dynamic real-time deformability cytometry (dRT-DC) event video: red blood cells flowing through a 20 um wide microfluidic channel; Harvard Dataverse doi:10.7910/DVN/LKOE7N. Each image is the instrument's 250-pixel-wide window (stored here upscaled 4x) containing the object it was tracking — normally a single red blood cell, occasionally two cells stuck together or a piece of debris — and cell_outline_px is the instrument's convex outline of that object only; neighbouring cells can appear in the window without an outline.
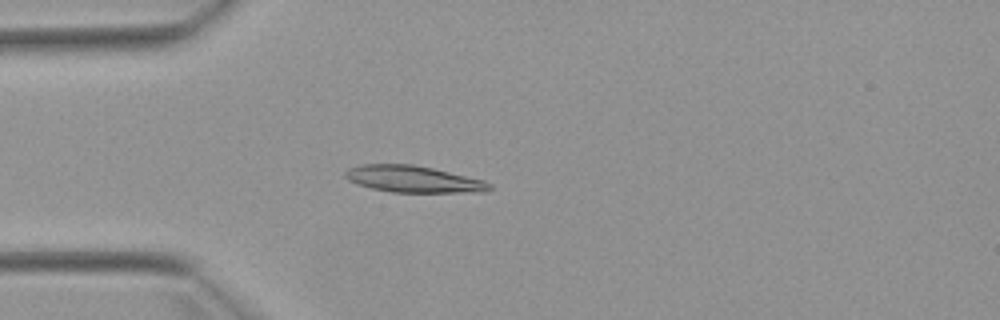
{"species": "Egyptian fruit bat (a non-hibernating species)", "species_latin": "Rousettus aegyptiacus", "temperature_condition": "warm", "stored_images_in_passage": 2, "camera_frame_rate_fps": 3000, "um_per_image_px": 0.085, "animal": {"sex": "female"}, "frame": {"image": 1, "passage_image": 1, "time_ms": 0.0, "image_size_px": [1000, 320], "cell_outline_px": [[492, 188], [484, 192], [392, 192], [372, 188], [356, 184], [348, 180], [344, 176], [344, 172], [348, 168], [360, 164], [412, 164], [432, 168], [484, 180], [492, 184]], "centroid_in_image_um": [35.1, 15.22], "position_along_channel_um": 49.9, "area_um2": 22.43}}